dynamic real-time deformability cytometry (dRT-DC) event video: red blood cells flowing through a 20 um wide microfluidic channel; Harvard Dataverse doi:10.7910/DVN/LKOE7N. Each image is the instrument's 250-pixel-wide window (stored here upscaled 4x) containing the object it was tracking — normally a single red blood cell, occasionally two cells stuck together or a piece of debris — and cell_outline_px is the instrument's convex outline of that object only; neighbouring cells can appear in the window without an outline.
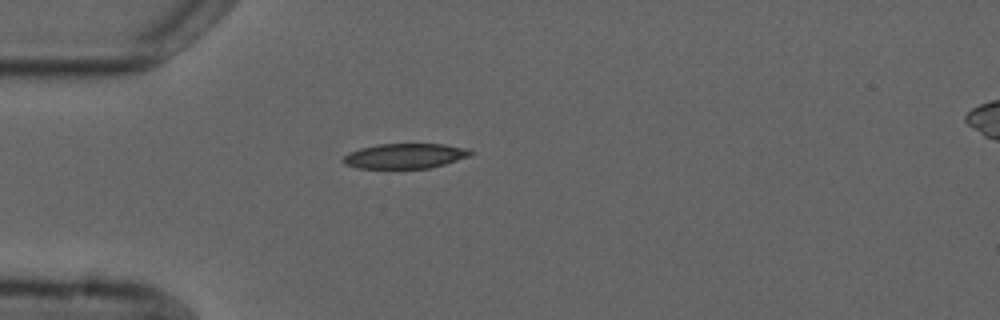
{"species": "common noctule bat (a hibernating species)", "species_latin": "Nyctalus noctula", "temperature_condition": "cold", "stored_images_in_passage": 1, "camera_frame_rate_fps": 3000, "um_per_image_px": 0.085, "animal": {"sex": "male", "forearm_length_mm": 52.5}, "frame": {"image": 1, "passage_image": 1, "time_ms": 0.0, "image_size_px": [1000, 320], "cell_outline_px": [[472, 156], [444, 164], [428, 168], [360, 168], [344, 164], [340, 160], [344, 156], [360, 148], [380, 144], [444, 144], [468, 148], [472, 152]], "centroid_in_image_um": [34.45, 13.25], "position_along_channel_um": 50.5, "area_um2": 18.5}}